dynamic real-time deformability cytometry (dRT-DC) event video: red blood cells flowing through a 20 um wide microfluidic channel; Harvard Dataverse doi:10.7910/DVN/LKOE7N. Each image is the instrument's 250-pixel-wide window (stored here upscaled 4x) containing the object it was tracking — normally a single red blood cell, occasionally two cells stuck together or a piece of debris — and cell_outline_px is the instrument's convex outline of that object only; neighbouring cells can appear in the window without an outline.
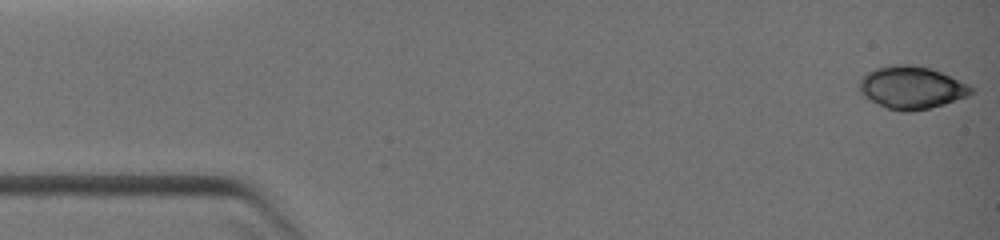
{"species": "common noctule bat (a hibernating species)", "species_latin": "Nyctalus noctula", "temperature_condition": "warm", "stored_images_in_passage": 5, "camera_frame_rate_fps": 3000, "um_per_image_px": 0.085, "animal": {"sex": "female", "body_mass_g": 19.0, "forearm_length_mm": 51.5}, "frame": {"image": 1, "passage_image": 1, "time_ms": 0.0, "image_size_px": [1000, 240], "cell_outline_px": [[972, 92], [968, 96], [932, 108], [908, 112], [900, 112], [888, 108], [864, 96], [856, 88], [856, 84], [868, 72], [876, 68], [900, 64], [908, 64], [928, 68], [940, 72], [968, 84], [972, 88]], "centroid_in_image_um": [77.45, 7.46], "position_along_channel_um": 7.5, "area_um2": 27.51}}
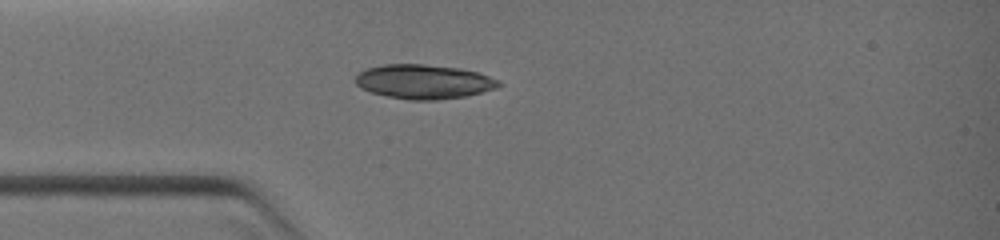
{"frame": {"image": 2, "passage_image": 5, "time_ms": 3.0, "image_size_px": [1000, 240], "cell_outline_px": [[504, 84], [496, 88], [464, 96], [436, 100], [408, 100], [388, 96], [372, 92], [360, 88], [356, 84], [356, 76], [360, 72], [368, 68], [384, 64], [424, 64], [460, 68], [476, 72], [500, 80]], "centroid_in_image_um": [36.03, 6.94], "position_along_channel_um": 49.0, "area_um2": 28.5}}